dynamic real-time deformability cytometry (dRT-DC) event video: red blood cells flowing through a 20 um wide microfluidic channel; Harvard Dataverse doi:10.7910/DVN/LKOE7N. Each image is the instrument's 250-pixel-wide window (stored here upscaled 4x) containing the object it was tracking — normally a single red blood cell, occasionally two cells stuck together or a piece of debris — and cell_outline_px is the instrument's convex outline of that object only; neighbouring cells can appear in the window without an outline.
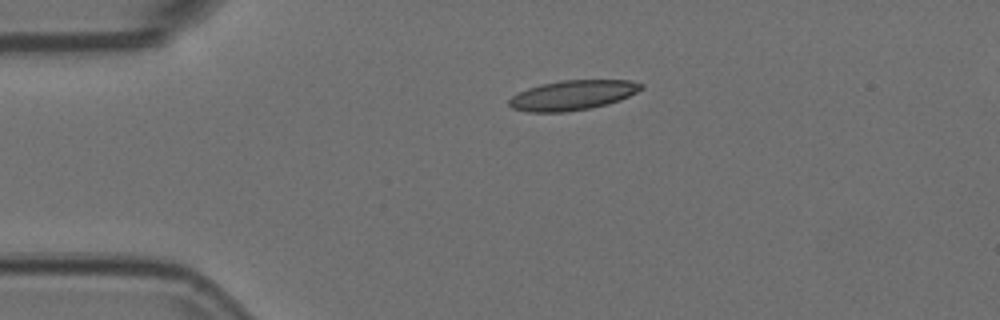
{"species": "Egyptian fruit bat (a non-hibernating species)", "species_latin": "Rousettus aegyptiacus", "temperature_condition": "room temperature", "stored_images_in_passage": 43, "camera_frame_rate_fps": 3000, "um_per_image_px": 0.085, "animal": {"sex": "female"}, "frame": {"image": 1, "passage_image": 1, "time_ms": 0.0, "image_size_px": [1000, 320], "cell_outline_px": [[644, 88], [620, 100], [608, 104], [592, 108], [568, 112], [528, 112], [512, 108], [508, 104], [508, 100], [512, 96], [528, 88], [540, 84], [560, 80], [628, 80], [644, 84]], "centroid_in_image_um": [48.67, 8.09], "position_along_channel_um": 36.3, "area_um2": 23.06}}
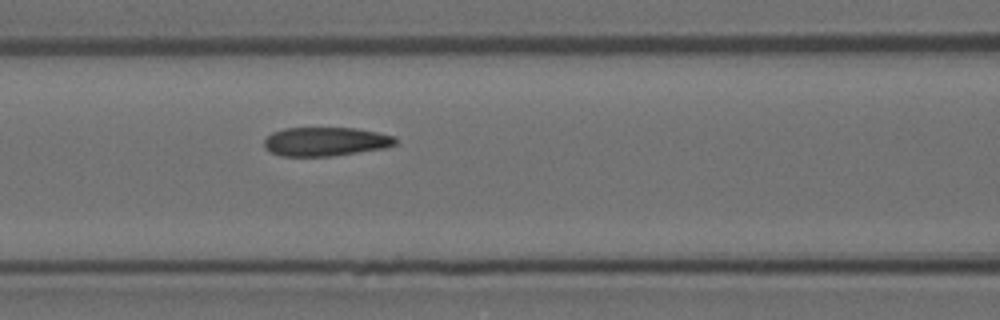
{"frame": {"image": 2, "passage_image": 12, "time_ms": 3.667, "image_size_px": [1000, 320], "cell_outline_px": [[400, 140], [396, 144], [384, 148], [332, 156], [280, 156], [264, 148], [264, 140], [272, 132], [284, 128], [356, 128], [396, 136]], "centroid_in_image_um": [27.69, 12.03], "position_along_channel_um": 138.9, "area_um2": 22.2}}
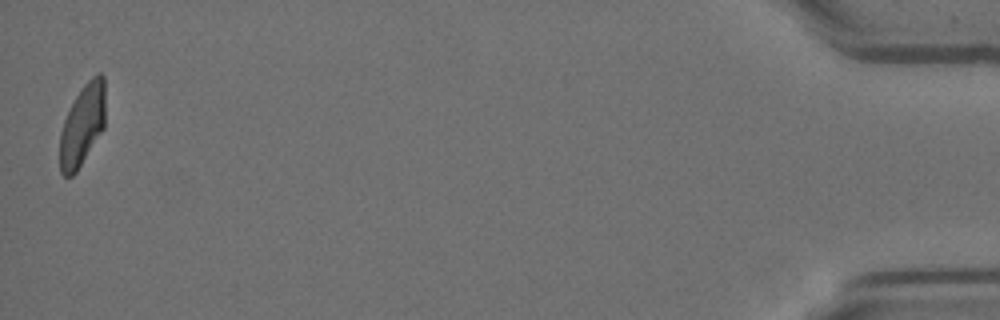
{"frame": {"image": 3, "passage_image": 43, "time_ms": 14.0, "image_size_px": [1000, 320], "cell_outline_px": [[104, 128], [76, 172], [72, 176], [64, 176], [60, 172], [60, 132], [64, 120], [76, 96], [84, 84], [96, 72], [100, 72], [104, 76]], "centroid_in_image_um": [7.0, 10.62], "position_along_channel_um": 428.2, "area_um2": 21.39}}